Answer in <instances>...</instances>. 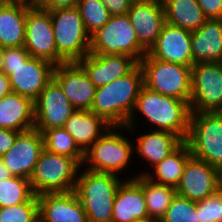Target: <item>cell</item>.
Masks as SVG:
<instances>
[{
	"mask_svg": "<svg viewBox=\"0 0 222 222\" xmlns=\"http://www.w3.org/2000/svg\"><path fill=\"white\" fill-rule=\"evenodd\" d=\"M143 83L138 64L130 73L96 88L90 111L116 128L133 129L134 107Z\"/></svg>",
	"mask_w": 222,
	"mask_h": 222,
	"instance_id": "cell-1",
	"label": "cell"
},
{
	"mask_svg": "<svg viewBox=\"0 0 222 222\" xmlns=\"http://www.w3.org/2000/svg\"><path fill=\"white\" fill-rule=\"evenodd\" d=\"M140 111L158 130L178 135L183 141L187 139L190 124V104L181 99L164 96L151 91L145 86L140 90L134 107Z\"/></svg>",
	"mask_w": 222,
	"mask_h": 222,
	"instance_id": "cell-2",
	"label": "cell"
},
{
	"mask_svg": "<svg viewBox=\"0 0 222 222\" xmlns=\"http://www.w3.org/2000/svg\"><path fill=\"white\" fill-rule=\"evenodd\" d=\"M112 173L85 170L77 176L74 192L87 213L88 222H112L113 202L121 184Z\"/></svg>",
	"mask_w": 222,
	"mask_h": 222,
	"instance_id": "cell-3",
	"label": "cell"
},
{
	"mask_svg": "<svg viewBox=\"0 0 222 222\" xmlns=\"http://www.w3.org/2000/svg\"><path fill=\"white\" fill-rule=\"evenodd\" d=\"M89 54L127 55L140 62L147 50L139 43L128 14L114 15L91 35Z\"/></svg>",
	"mask_w": 222,
	"mask_h": 222,
	"instance_id": "cell-4",
	"label": "cell"
},
{
	"mask_svg": "<svg viewBox=\"0 0 222 222\" xmlns=\"http://www.w3.org/2000/svg\"><path fill=\"white\" fill-rule=\"evenodd\" d=\"M58 55L66 62H78L90 51L91 36L77 7L49 10Z\"/></svg>",
	"mask_w": 222,
	"mask_h": 222,
	"instance_id": "cell-5",
	"label": "cell"
},
{
	"mask_svg": "<svg viewBox=\"0 0 222 222\" xmlns=\"http://www.w3.org/2000/svg\"><path fill=\"white\" fill-rule=\"evenodd\" d=\"M80 166L72 157L43 149L29 179L34 194L73 191Z\"/></svg>",
	"mask_w": 222,
	"mask_h": 222,
	"instance_id": "cell-6",
	"label": "cell"
},
{
	"mask_svg": "<svg viewBox=\"0 0 222 222\" xmlns=\"http://www.w3.org/2000/svg\"><path fill=\"white\" fill-rule=\"evenodd\" d=\"M146 88L190 104L191 67L153 59L148 54L139 62Z\"/></svg>",
	"mask_w": 222,
	"mask_h": 222,
	"instance_id": "cell-7",
	"label": "cell"
},
{
	"mask_svg": "<svg viewBox=\"0 0 222 222\" xmlns=\"http://www.w3.org/2000/svg\"><path fill=\"white\" fill-rule=\"evenodd\" d=\"M185 142L194 157L222 172V112L191 113Z\"/></svg>",
	"mask_w": 222,
	"mask_h": 222,
	"instance_id": "cell-8",
	"label": "cell"
},
{
	"mask_svg": "<svg viewBox=\"0 0 222 222\" xmlns=\"http://www.w3.org/2000/svg\"><path fill=\"white\" fill-rule=\"evenodd\" d=\"M191 113L222 112V63L199 62L191 67Z\"/></svg>",
	"mask_w": 222,
	"mask_h": 222,
	"instance_id": "cell-9",
	"label": "cell"
},
{
	"mask_svg": "<svg viewBox=\"0 0 222 222\" xmlns=\"http://www.w3.org/2000/svg\"><path fill=\"white\" fill-rule=\"evenodd\" d=\"M114 130L112 126L84 153L83 165L87 161L91 163L87 170L116 175L130 162L133 144Z\"/></svg>",
	"mask_w": 222,
	"mask_h": 222,
	"instance_id": "cell-10",
	"label": "cell"
},
{
	"mask_svg": "<svg viewBox=\"0 0 222 222\" xmlns=\"http://www.w3.org/2000/svg\"><path fill=\"white\" fill-rule=\"evenodd\" d=\"M24 48L31 57L47 60L54 65L66 63L57 53L50 12L27 3Z\"/></svg>",
	"mask_w": 222,
	"mask_h": 222,
	"instance_id": "cell-11",
	"label": "cell"
},
{
	"mask_svg": "<svg viewBox=\"0 0 222 222\" xmlns=\"http://www.w3.org/2000/svg\"><path fill=\"white\" fill-rule=\"evenodd\" d=\"M221 188L222 172L191 155L186 162L176 193L194 202H199Z\"/></svg>",
	"mask_w": 222,
	"mask_h": 222,
	"instance_id": "cell-12",
	"label": "cell"
},
{
	"mask_svg": "<svg viewBox=\"0 0 222 222\" xmlns=\"http://www.w3.org/2000/svg\"><path fill=\"white\" fill-rule=\"evenodd\" d=\"M75 111L61 86L53 78L34 100V128L41 134L47 129L62 128Z\"/></svg>",
	"mask_w": 222,
	"mask_h": 222,
	"instance_id": "cell-13",
	"label": "cell"
},
{
	"mask_svg": "<svg viewBox=\"0 0 222 222\" xmlns=\"http://www.w3.org/2000/svg\"><path fill=\"white\" fill-rule=\"evenodd\" d=\"M55 66L47 60L30 56L24 64L9 67L12 91L34 101L53 79Z\"/></svg>",
	"mask_w": 222,
	"mask_h": 222,
	"instance_id": "cell-14",
	"label": "cell"
},
{
	"mask_svg": "<svg viewBox=\"0 0 222 222\" xmlns=\"http://www.w3.org/2000/svg\"><path fill=\"white\" fill-rule=\"evenodd\" d=\"M43 149V135L33 128L20 132L1 158L13 176L30 179Z\"/></svg>",
	"mask_w": 222,
	"mask_h": 222,
	"instance_id": "cell-15",
	"label": "cell"
},
{
	"mask_svg": "<svg viewBox=\"0 0 222 222\" xmlns=\"http://www.w3.org/2000/svg\"><path fill=\"white\" fill-rule=\"evenodd\" d=\"M53 78L76 110L90 111L96 87L77 62L56 65Z\"/></svg>",
	"mask_w": 222,
	"mask_h": 222,
	"instance_id": "cell-16",
	"label": "cell"
},
{
	"mask_svg": "<svg viewBox=\"0 0 222 222\" xmlns=\"http://www.w3.org/2000/svg\"><path fill=\"white\" fill-rule=\"evenodd\" d=\"M147 54L153 59L192 67L191 32L165 23Z\"/></svg>",
	"mask_w": 222,
	"mask_h": 222,
	"instance_id": "cell-17",
	"label": "cell"
},
{
	"mask_svg": "<svg viewBox=\"0 0 222 222\" xmlns=\"http://www.w3.org/2000/svg\"><path fill=\"white\" fill-rule=\"evenodd\" d=\"M96 88L130 73L139 62L127 55L88 54L77 62Z\"/></svg>",
	"mask_w": 222,
	"mask_h": 222,
	"instance_id": "cell-18",
	"label": "cell"
},
{
	"mask_svg": "<svg viewBox=\"0 0 222 222\" xmlns=\"http://www.w3.org/2000/svg\"><path fill=\"white\" fill-rule=\"evenodd\" d=\"M40 222H88L87 213L73 191L37 196Z\"/></svg>",
	"mask_w": 222,
	"mask_h": 222,
	"instance_id": "cell-19",
	"label": "cell"
},
{
	"mask_svg": "<svg viewBox=\"0 0 222 222\" xmlns=\"http://www.w3.org/2000/svg\"><path fill=\"white\" fill-rule=\"evenodd\" d=\"M127 14L139 43L148 51L158 39L166 23L163 5L134 1Z\"/></svg>",
	"mask_w": 222,
	"mask_h": 222,
	"instance_id": "cell-20",
	"label": "cell"
},
{
	"mask_svg": "<svg viewBox=\"0 0 222 222\" xmlns=\"http://www.w3.org/2000/svg\"><path fill=\"white\" fill-rule=\"evenodd\" d=\"M149 218L141 185L134 179L122 181L113 202L112 222H134Z\"/></svg>",
	"mask_w": 222,
	"mask_h": 222,
	"instance_id": "cell-21",
	"label": "cell"
},
{
	"mask_svg": "<svg viewBox=\"0 0 222 222\" xmlns=\"http://www.w3.org/2000/svg\"><path fill=\"white\" fill-rule=\"evenodd\" d=\"M27 3L0 1V46H24L26 34Z\"/></svg>",
	"mask_w": 222,
	"mask_h": 222,
	"instance_id": "cell-22",
	"label": "cell"
},
{
	"mask_svg": "<svg viewBox=\"0 0 222 222\" xmlns=\"http://www.w3.org/2000/svg\"><path fill=\"white\" fill-rule=\"evenodd\" d=\"M35 126L34 101L10 92L0 99V128L24 132Z\"/></svg>",
	"mask_w": 222,
	"mask_h": 222,
	"instance_id": "cell-23",
	"label": "cell"
},
{
	"mask_svg": "<svg viewBox=\"0 0 222 222\" xmlns=\"http://www.w3.org/2000/svg\"><path fill=\"white\" fill-rule=\"evenodd\" d=\"M192 56L195 63H222V19H208L191 32Z\"/></svg>",
	"mask_w": 222,
	"mask_h": 222,
	"instance_id": "cell-24",
	"label": "cell"
},
{
	"mask_svg": "<svg viewBox=\"0 0 222 222\" xmlns=\"http://www.w3.org/2000/svg\"><path fill=\"white\" fill-rule=\"evenodd\" d=\"M111 127L102 117L91 111L76 110L63 128L74 138L79 149L85 153Z\"/></svg>",
	"mask_w": 222,
	"mask_h": 222,
	"instance_id": "cell-25",
	"label": "cell"
},
{
	"mask_svg": "<svg viewBox=\"0 0 222 222\" xmlns=\"http://www.w3.org/2000/svg\"><path fill=\"white\" fill-rule=\"evenodd\" d=\"M137 153L154 167L175 151L184 141L172 132L158 130L139 136Z\"/></svg>",
	"mask_w": 222,
	"mask_h": 222,
	"instance_id": "cell-26",
	"label": "cell"
},
{
	"mask_svg": "<svg viewBox=\"0 0 222 222\" xmlns=\"http://www.w3.org/2000/svg\"><path fill=\"white\" fill-rule=\"evenodd\" d=\"M163 7L166 23L189 32L198 30L208 20L197 0H168Z\"/></svg>",
	"mask_w": 222,
	"mask_h": 222,
	"instance_id": "cell-27",
	"label": "cell"
},
{
	"mask_svg": "<svg viewBox=\"0 0 222 222\" xmlns=\"http://www.w3.org/2000/svg\"><path fill=\"white\" fill-rule=\"evenodd\" d=\"M134 179L143 189L149 218L160 222L173 197L176 195V188L156 183L144 174H140V176L134 177Z\"/></svg>",
	"mask_w": 222,
	"mask_h": 222,
	"instance_id": "cell-28",
	"label": "cell"
},
{
	"mask_svg": "<svg viewBox=\"0 0 222 222\" xmlns=\"http://www.w3.org/2000/svg\"><path fill=\"white\" fill-rule=\"evenodd\" d=\"M191 155L190 147L184 141L175 151L153 167L158 181L153 180L154 177L149 172L144 175L156 183L177 188L186 162Z\"/></svg>",
	"mask_w": 222,
	"mask_h": 222,
	"instance_id": "cell-29",
	"label": "cell"
},
{
	"mask_svg": "<svg viewBox=\"0 0 222 222\" xmlns=\"http://www.w3.org/2000/svg\"><path fill=\"white\" fill-rule=\"evenodd\" d=\"M44 149L49 152L72 157L83 164L84 153L75 143L74 138L62 127L47 129L43 133Z\"/></svg>",
	"mask_w": 222,
	"mask_h": 222,
	"instance_id": "cell-30",
	"label": "cell"
},
{
	"mask_svg": "<svg viewBox=\"0 0 222 222\" xmlns=\"http://www.w3.org/2000/svg\"><path fill=\"white\" fill-rule=\"evenodd\" d=\"M34 195L29 179L12 176L0 181V207L22 204Z\"/></svg>",
	"mask_w": 222,
	"mask_h": 222,
	"instance_id": "cell-31",
	"label": "cell"
},
{
	"mask_svg": "<svg viewBox=\"0 0 222 222\" xmlns=\"http://www.w3.org/2000/svg\"><path fill=\"white\" fill-rule=\"evenodd\" d=\"M77 8L90 36L102 28L111 17L102 0H81Z\"/></svg>",
	"mask_w": 222,
	"mask_h": 222,
	"instance_id": "cell-32",
	"label": "cell"
},
{
	"mask_svg": "<svg viewBox=\"0 0 222 222\" xmlns=\"http://www.w3.org/2000/svg\"><path fill=\"white\" fill-rule=\"evenodd\" d=\"M39 204L34 195L29 201L8 207H0V222H38Z\"/></svg>",
	"mask_w": 222,
	"mask_h": 222,
	"instance_id": "cell-33",
	"label": "cell"
},
{
	"mask_svg": "<svg viewBox=\"0 0 222 222\" xmlns=\"http://www.w3.org/2000/svg\"><path fill=\"white\" fill-rule=\"evenodd\" d=\"M160 222H200L196 202L176 193Z\"/></svg>",
	"mask_w": 222,
	"mask_h": 222,
	"instance_id": "cell-34",
	"label": "cell"
},
{
	"mask_svg": "<svg viewBox=\"0 0 222 222\" xmlns=\"http://www.w3.org/2000/svg\"><path fill=\"white\" fill-rule=\"evenodd\" d=\"M196 212L200 222H222V188L196 202Z\"/></svg>",
	"mask_w": 222,
	"mask_h": 222,
	"instance_id": "cell-35",
	"label": "cell"
},
{
	"mask_svg": "<svg viewBox=\"0 0 222 222\" xmlns=\"http://www.w3.org/2000/svg\"><path fill=\"white\" fill-rule=\"evenodd\" d=\"M29 57V52L24 46L5 48L3 72L8 76L9 67H17L24 64Z\"/></svg>",
	"mask_w": 222,
	"mask_h": 222,
	"instance_id": "cell-36",
	"label": "cell"
},
{
	"mask_svg": "<svg viewBox=\"0 0 222 222\" xmlns=\"http://www.w3.org/2000/svg\"><path fill=\"white\" fill-rule=\"evenodd\" d=\"M208 19H222V0H197Z\"/></svg>",
	"mask_w": 222,
	"mask_h": 222,
	"instance_id": "cell-37",
	"label": "cell"
},
{
	"mask_svg": "<svg viewBox=\"0 0 222 222\" xmlns=\"http://www.w3.org/2000/svg\"><path fill=\"white\" fill-rule=\"evenodd\" d=\"M81 0H34V4L43 10L77 7Z\"/></svg>",
	"mask_w": 222,
	"mask_h": 222,
	"instance_id": "cell-38",
	"label": "cell"
},
{
	"mask_svg": "<svg viewBox=\"0 0 222 222\" xmlns=\"http://www.w3.org/2000/svg\"><path fill=\"white\" fill-rule=\"evenodd\" d=\"M111 16L127 14L133 0H102Z\"/></svg>",
	"mask_w": 222,
	"mask_h": 222,
	"instance_id": "cell-39",
	"label": "cell"
},
{
	"mask_svg": "<svg viewBox=\"0 0 222 222\" xmlns=\"http://www.w3.org/2000/svg\"><path fill=\"white\" fill-rule=\"evenodd\" d=\"M19 133L18 131L0 128V157L13 146Z\"/></svg>",
	"mask_w": 222,
	"mask_h": 222,
	"instance_id": "cell-40",
	"label": "cell"
},
{
	"mask_svg": "<svg viewBox=\"0 0 222 222\" xmlns=\"http://www.w3.org/2000/svg\"><path fill=\"white\" fill-rule=\"evenodd\" d=\"M10 92L12 88L9 78L4 72H0V99Z\"/></svg>",
	"mask_w": 222,
	"mask_h": 222,
	"instance_id": "cell-41",
	"label": "cell"
},
{
	"mask_svg": "<svg viewBox=\"0 0 222 222\" xmlns=\"http://www.w3.org/2000/svg\"><path fill=\"white\" fill-rule=\"evenodd\" d=\"M12 176L13 175L11 174L10 170L8 169V167L5 165L2 158L0 157V181H3Z\"/></svg>",
	"mask_w": 222,
	"mask_h": 222,
	"instance_id": "cell-42",
	"label": "cell"
},
{
	"mask_svg": "<svg viewBox=\"0 0 222 222\" xmlns=\"http://www.w3.org/2000/svg\"><path fill=\"white\" fill-rule=\"evenodd\" d=\"M5 48L0 46V72H3Z\"/></svg>",
	"mask_w": 222,
	"mask_h": 222,
	"instance_id": "cell-43",
	"label": "cell"
},
{
	"mask_svg": "<svg viewBox=\"0 0 222 222\" xmlns=\"http://www.w3.org/2000/svg\"><path fill=\"white\" fill-rule=\"evenodd\" d=\"M137 2H154V3H160L162 4V0H133Z\"/></svg>",
	"mask_w": 222,
	"mask_h": 222,
	"instance_id": "cell-44",
	"label": "cell"
},
{
	"mask_svg": "<svg viewBox=\"0 0 222 222\" xmlns=\"http://www.w3.org/2000/svg\"><path fill=\"white\" fill-rule=\"evenodd\" d=\"M134 222H159V221H157L155 219L147 218V219H143V220H137Z\"/></svg>",
	"mask_w": 222,
	"mask_h": 222,
	"instance_id": "cell-45",
	"label": "cell"
},
{
	"mask_svg": "<svg viewBox=\"0 0 222 222\" xmlns=\"http://www.w3.org/2000/svg\"><path fill=\"white\" fill-rule=\"evenodd\" d=\"M0 1H22V2H26V3H33L34 0H0Z\"/></svg>",
	"mask_w": 222,
	"mask_h": 222,
	"instance_id": "cell-46",
	"label": "cell"
},
{
	"mask_svg": "<svg viewBox=\"0 0 222 222\" xmlns=\"http://www.w3.org/2000/svg\"><path fill=\"white\" fill-rule=\"evenodd\" d=\"M166 1H168V0H162V5H163Z\"/></svg>",
	"mask_w": 222,
	"mask_h": 222,
	"instance_id": "cell-47",
	"label": "cell"
}]
</instances>
